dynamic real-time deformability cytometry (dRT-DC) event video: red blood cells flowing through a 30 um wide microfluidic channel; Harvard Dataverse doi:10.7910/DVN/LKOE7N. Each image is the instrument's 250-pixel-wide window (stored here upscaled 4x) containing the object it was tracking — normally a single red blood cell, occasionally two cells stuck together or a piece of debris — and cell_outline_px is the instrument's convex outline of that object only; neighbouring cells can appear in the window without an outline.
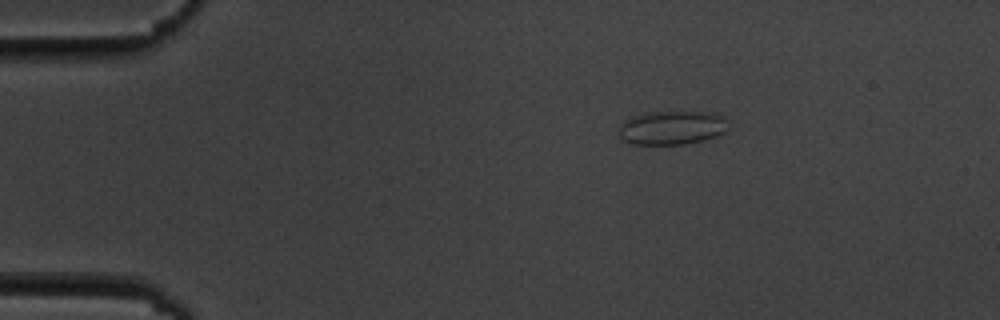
{"species": "common noctule bat (a hibernating species)", "species_latin": "Nyctalus noctula", "temperature_condition": "cold", "stored_images_in_passage": 2, "camera_frame_rate_fps": 3000, "um_per_image_px": 0.085, "animal": {"sex": "male", "body_mass_g": 19.5, "forearm_length_mm": 54.6}, "frame": {"image": 1, "passage_image": 1, "time_ms": 0.0, "image_size_px": [1000, 320], "cell_outline_px": [[724, 132], [716, 136], [704, 140], [684, 144], [632, 144], [624, 140], [620, 136], [620, 124], [624, 120], [632, 116], [644, 112], [716, 112], [724, 116]], "centroid_in_image_um": [57.08, 10.84], "position_along_channel_um": 27.9, "area_um2": 21.44}}